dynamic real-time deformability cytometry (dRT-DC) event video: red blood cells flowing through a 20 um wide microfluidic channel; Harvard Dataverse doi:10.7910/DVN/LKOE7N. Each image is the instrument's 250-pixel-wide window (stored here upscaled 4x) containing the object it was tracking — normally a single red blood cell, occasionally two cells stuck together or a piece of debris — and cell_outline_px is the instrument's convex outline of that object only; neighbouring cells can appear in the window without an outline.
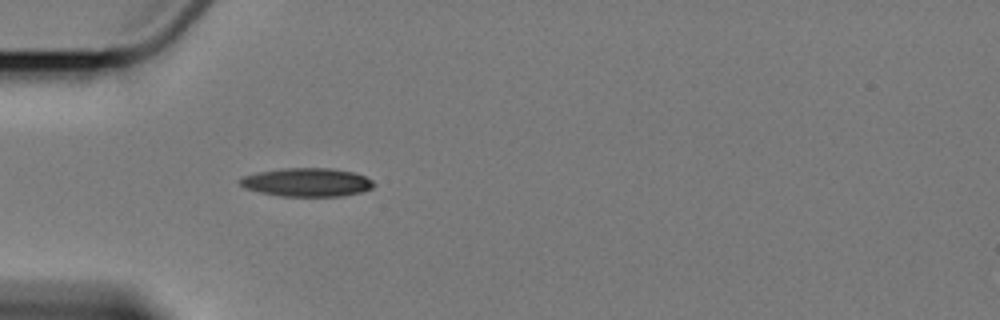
{"species": "Egyptian fruit bat (a non-hibernating species)", "species_latin": "Rousettus aegyptiacus", "temperature_condition": "cold", "stored_images_in_passage": 1, "camera_frame_rate_fps": 3000, "um_per_image_px": 0.085, "animal": {"sex": "female"}, "frame": {"image": 1, "passage_image": 1, "time_ms": 0.0, "image_size_px": [1000, 320], "cell_outline_px": [[376, 184], [372, 188], [360, 192], [340, 196], [280, 196], [260, 192], [244, 188], [236, 180], [244, 176], [260, 172], [284, 168], [332, 168], [352, 172], [364, 176], [372, 180]], "centroid_in_image_um": [26.08, 15.49], "position_along_channel_um": 58.9, "area_um2": 22.14}}